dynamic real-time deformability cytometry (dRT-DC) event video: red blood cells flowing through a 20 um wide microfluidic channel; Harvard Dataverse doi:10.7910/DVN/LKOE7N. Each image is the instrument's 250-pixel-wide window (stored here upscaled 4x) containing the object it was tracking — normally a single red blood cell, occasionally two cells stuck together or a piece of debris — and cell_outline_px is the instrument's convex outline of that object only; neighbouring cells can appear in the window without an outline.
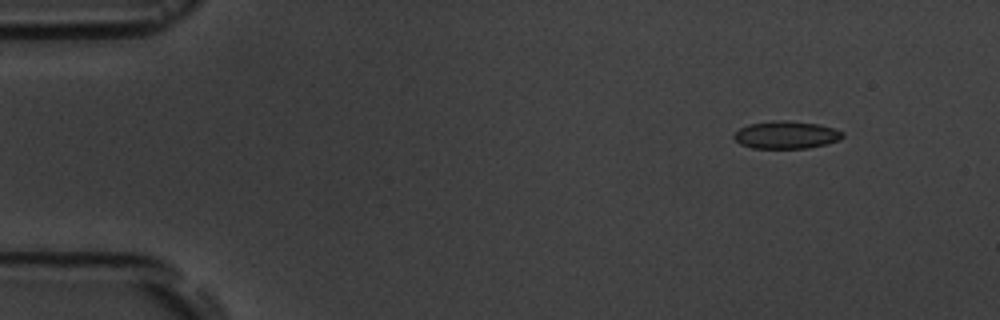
{"species": "common noctule bat (a hibernating species)", "species_latin": "Nyctalus noctula", "temperature_condition": "room temperature", "stored_images_in_passage": 5, "camera_frame_rate_fps": 3000, "um_per_image_px": 0.085, "animal": {"sex": "male", "body_mass_g": 19.5, "forearm_length_mm": 54.6}, "frame": {"image": 1, "passage_image": 2, "time_ms": 1.333, "image_size_px": [1000, 320], "cell_outline_px": [[844, 136], [840, 140], [808, 148], [752, 148], [740, 144], [732, 136], [740, 128], [748, 124], [776, 120], [788, 120], [820, 124], [844, 132]], "centroid_in_image_um": [66.83, 11.46], "position_along_channel_um": 18.2, "area_um2": 17.51}}
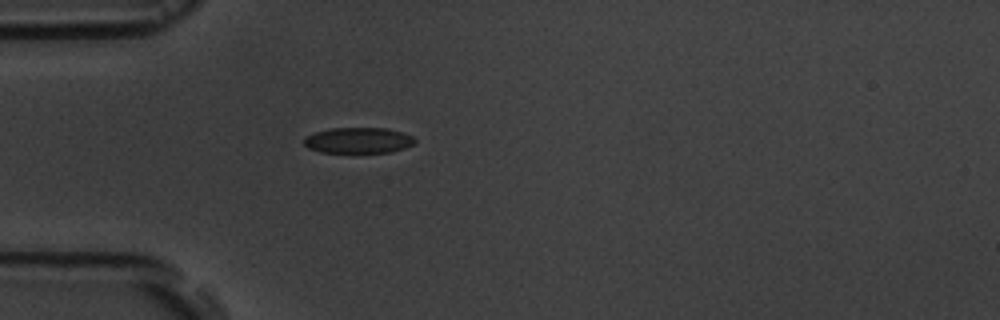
{"frame": {"image": 2, "passage_image": 5, "time_ms": 4.667, "image_size_px": [1000, 320], "cell_outline_px": [[416, 144], [392, 152], [320, 152], [308, 148], [304, 144], [304, 136], [328, 128], [388, 128], [412, 136], [416, 140]], "centroid_in_image_um": [30.46, 11.93], "position_along_channel_um": 54.5, "area_um2": 16.7}}